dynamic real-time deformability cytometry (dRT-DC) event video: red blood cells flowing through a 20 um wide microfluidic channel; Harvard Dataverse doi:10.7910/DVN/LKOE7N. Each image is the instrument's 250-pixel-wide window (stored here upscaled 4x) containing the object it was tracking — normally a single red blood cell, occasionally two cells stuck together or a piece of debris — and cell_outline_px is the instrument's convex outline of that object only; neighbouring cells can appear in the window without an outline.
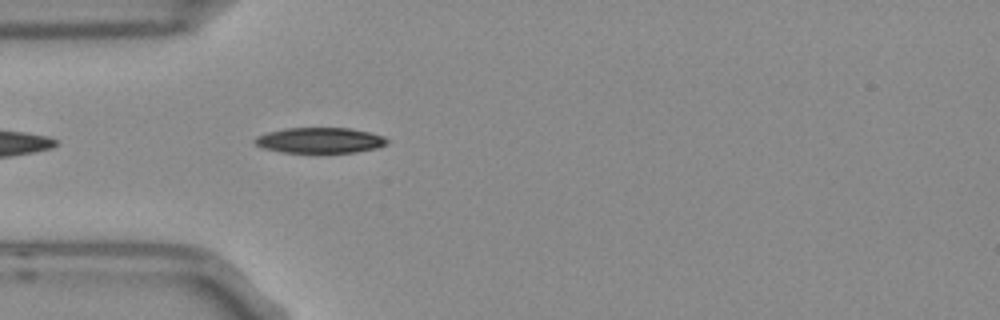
{"species": "Egyptian fruit bat (a non-hibernating species)", "species_latin": "Rousettus aegyptiacus", "temperature_condition": "room temperature", "stored_images_in_passage": 2, "camera_frame_rate_fps": 3000, "um_per_image_px": 0.085, "frame": {"image": 1, "passage_image": 2, "time_ms": 0.333, "image_size_px": [1000, 320], "cell_outline_px": [[388, 144], [376, 148], [356, 152], [284, 152], [264, 148], [256, 144], [252, 140], [256, 136], [268, 132], [284, 128], [352, 128], [384, 136], [388, 140]], "centroid_in_image_um": [27.2, 11.92], "position_along_channel_um": 57.8, "area_um2": 19.59}}